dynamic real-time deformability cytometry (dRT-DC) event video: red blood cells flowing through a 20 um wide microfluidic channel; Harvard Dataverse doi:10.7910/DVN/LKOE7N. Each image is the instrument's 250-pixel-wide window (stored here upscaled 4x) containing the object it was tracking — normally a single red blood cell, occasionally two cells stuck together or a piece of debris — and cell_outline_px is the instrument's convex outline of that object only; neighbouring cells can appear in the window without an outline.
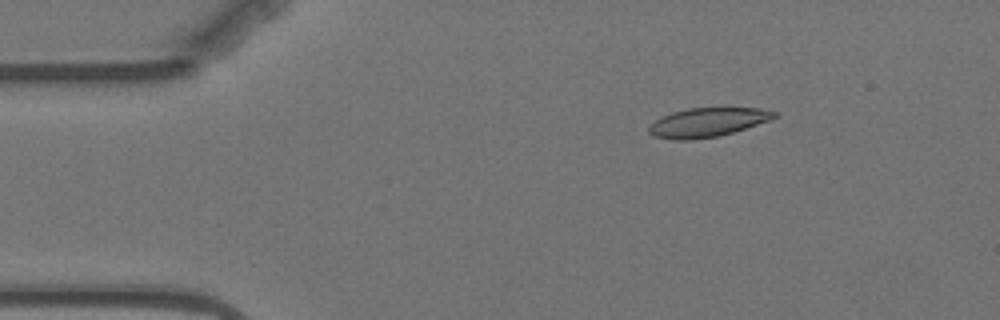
{"species": "Egyptian fruit bat (a non-hibernating species)", "species_latin": "Rousettus aegyptiacus", "temperature_condition": "warm", "stored_images_in_passage": 3, "camera_frame_rate_fps": 3000, "um_per_image_px": 0.085, "animal": {"sex": "female"}, "frame": {"image": 1, "passage_image": 2, "time_ms": 1.333, "image_size_px": [1000, 320], "cell_outline_px": [[776, 116], [768, 120], [732, 132], [716, 136], [692, 140], [672, 140], [652, 136], [648, 132], [648, 128], [656, 120], [672, 112], [688, 108], [760, 108], [776, 112]], "centroid_in_image_um": [60.07, 10.4], "position_along_channel_um": 24.9, "area_um2": 20.87}}